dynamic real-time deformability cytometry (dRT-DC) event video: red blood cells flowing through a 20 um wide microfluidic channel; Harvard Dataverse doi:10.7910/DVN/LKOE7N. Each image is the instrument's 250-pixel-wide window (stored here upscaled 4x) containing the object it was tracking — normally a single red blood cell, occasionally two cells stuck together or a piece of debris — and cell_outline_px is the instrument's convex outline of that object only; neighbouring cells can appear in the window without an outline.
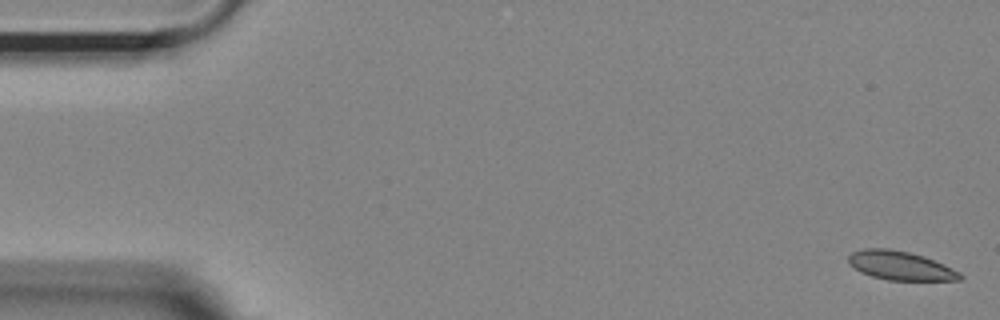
{"species": "Egyptian fruit bat (a non-hibernating species)", "species_latin": "Rousettus aegyptiacus", "temperature_condition": "room temperature", "stored_images_in_passage": 12, "camera_frame_rate_fps": 3000, "um_per_image_px": 0.085, "animal": {"sex": "female"}, "frame": {"image": 1, "passage_image": 1, "time_ms": 0.0, "image_size_px": [1000, 320], "cell_outline_px": [[964, 276], [960, 280], [888, 280], [872, 276], [860, 272], [848, 264], [848, 256], [852, 252], [864, 248], [888, 248], [908, 252], [924, 256], [944, 264], [960, 272]], "centroid_in_image_um": [76.52, 22.57], "position_along_channel_um": 8.5, "area_um2": 18.84}}